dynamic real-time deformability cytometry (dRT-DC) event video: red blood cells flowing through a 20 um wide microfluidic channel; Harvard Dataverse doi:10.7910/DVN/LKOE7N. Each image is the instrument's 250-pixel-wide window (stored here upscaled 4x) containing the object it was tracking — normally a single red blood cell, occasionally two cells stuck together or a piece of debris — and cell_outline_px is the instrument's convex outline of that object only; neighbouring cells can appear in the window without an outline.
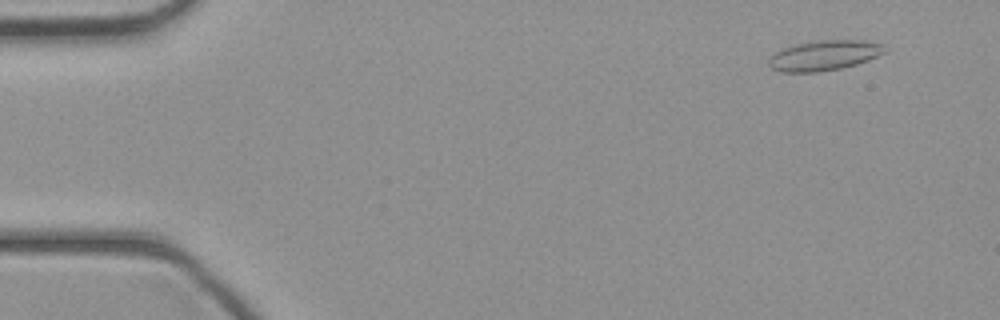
{"species": "common noctule bat (a hibernating species)", "species_latin": "Nyctalus noctula", "temperature_condition": "cold", "stored_images_in_passage": 41, "camera_frame_rate_fps": 3000, "um_per_image_px": 0.085, "animal": {"sex": "female", "body_mass_g": 21.9}, "frame": {"image": 1, "passage_image": 1, "time_ms": 0.0, "image_size_px": [1000, 320], "cell_outline_px": [[888, 52], [868, 60], [856, 64], [840, 68], [816, 72], [780, 72], [772, 68], [768, 64], [768, 60], [776, 52], [784, 48], [796, 44], [820, 40], [864, 40], [884, 44], [888, 48]], "centroid_in_image_um": [70.12, 4.7], "position_along_channel_um": 14.9, "area_um2": 20.4}}
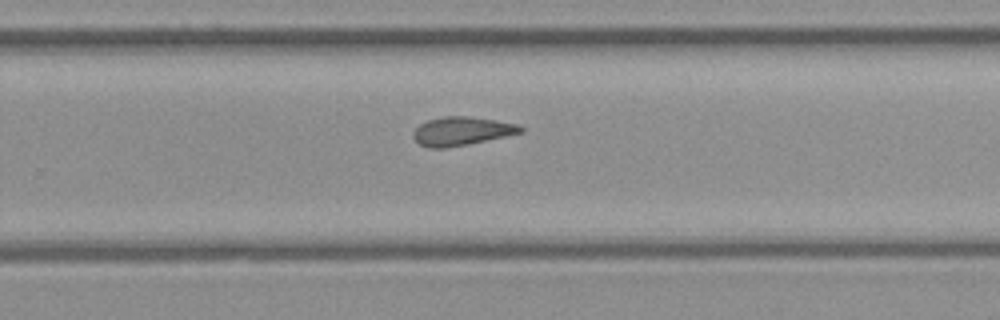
{"frame": {"image": 2, "passage_image": 26, "time_ms": 8.333, "image_size_px": [1000, 320], "cell_outline_px": [[524, 132], [468, 144], [444, 148], [428, 148], [420, 144], [412, 136], [412, 132], [420, 124], [428, 120], [444, 116], [472, 116], [496, 120], [516, 124], [524, 128]], "centroid_in_image_um": [39.23, 11.14], "position_along_channel_um": 290.6, "area_um2": 17.86}}
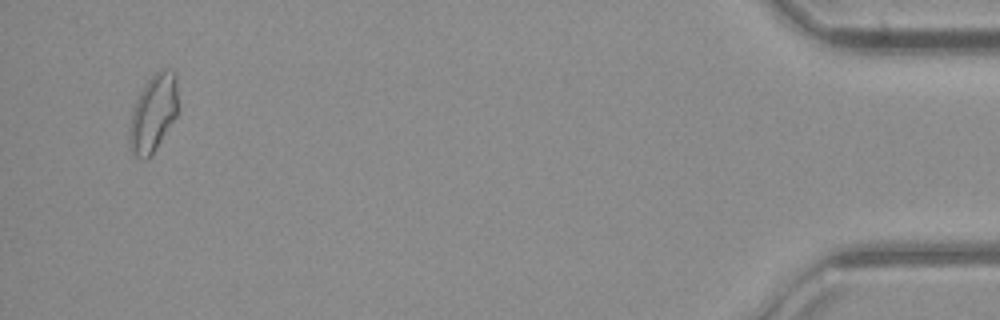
{"frame": {"image": 3, "passage_image": 40, "time_ms": 13.0, "image_size_px": [1000, 320], "cell_outline_px": [[176, 116], [156, 148], [144, 160], [132, 156], [128, 144], [128, 128], [132, 108], [140, 92], [148, 80], [160, 68], [168, 68], [176, 72]], "centroid_in_image_um": [12.97, 9.63], "position_along_channel_um": 422.2, "area_um2": 21.91}}